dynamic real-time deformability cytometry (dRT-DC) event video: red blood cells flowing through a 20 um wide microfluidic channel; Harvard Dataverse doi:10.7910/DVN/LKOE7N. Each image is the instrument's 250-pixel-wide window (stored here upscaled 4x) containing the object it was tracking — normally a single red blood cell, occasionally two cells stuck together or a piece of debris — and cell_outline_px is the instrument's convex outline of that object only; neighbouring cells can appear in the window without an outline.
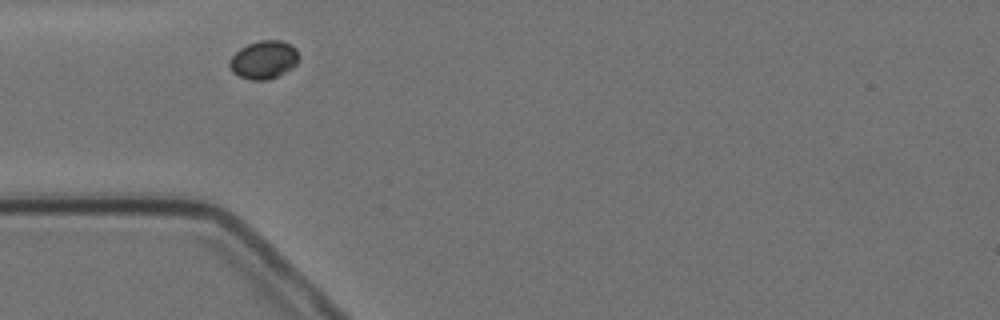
{"species": "Egyptian fruit bat (a non-hibernating species)", "species_latin": "Rousettus aegyptiacus", "temperature_condition": "cold", "stored_images_in_passage": 2, "camera_frame_rate_fps": 3000, "um_per_image_px": 0.085, "animal": {"sex": "female"}, "frame": {"image": 1, "passage_image": 1, "time_ms": 0.0, "image_size_px": [1000, 320], "cell_outline_px": [[300, 56], [296, 64], [292, 68], [268, 80], [252, 80], [240, 76], [232, 72], [228, 64], [232, 56], [240, 48], [248, 44], [260, 40], [280, 40], [296, 48]], "centroid_in_image_um": [22.42, 5.08], "position_along_channel_um": 62.6, "area_um2": 15.32}}
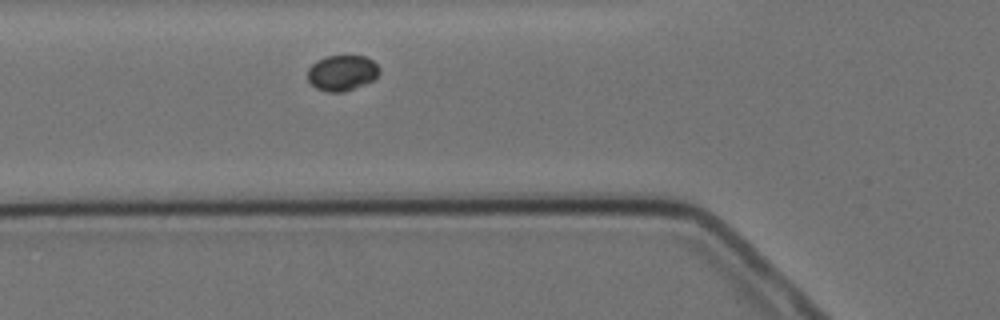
{"frame": {"image": 2, "passage_image": 2, "time_ms": 1.0, "image_size_px": [1000, 320], "cell_outline_px": [[380, 72], [372, 80], [364, 84], [344, 92], [328, 92], [316, 88], [308, 80], [308, 68], [316, 60], [324, 56], [364, 56], [372, 60], [380, 68]], "centroid_in_image_um": [29.05, 6.19], "position_along_channel_um": 96.7, "area_um2": 14.85}}